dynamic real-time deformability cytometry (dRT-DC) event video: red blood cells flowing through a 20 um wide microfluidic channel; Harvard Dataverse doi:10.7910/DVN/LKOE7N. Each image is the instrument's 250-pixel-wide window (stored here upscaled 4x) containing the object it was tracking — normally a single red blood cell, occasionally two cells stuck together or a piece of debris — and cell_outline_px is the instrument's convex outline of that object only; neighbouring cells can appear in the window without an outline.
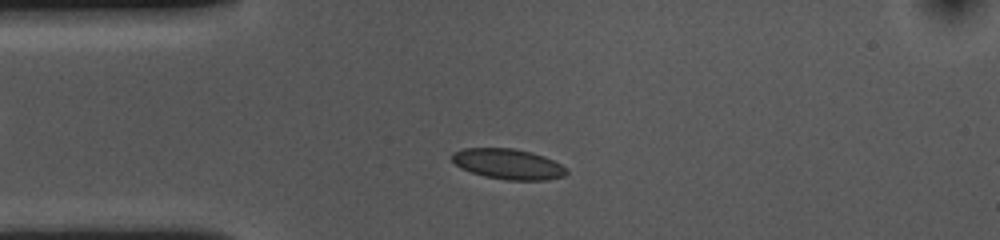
{"species": "common noctule bat (a hibernating species)", "species_latin": "Nyctalus noctula", "temperature_condition": "cold", "stored_images_in_passage": 45, "camera_frame_rate_fps": 3000, "um_per_image_px": 0.085, "animal": {"sex": "female", "body_mass_g": 10.0, "forearm_length_mm": 53.1}, "frame": {"image": 1, "passage_image": 8, "time_ms": 2.333, "image_size_px": [1000, 240], "cell_outline_px": [[568, 172], [564, 176], [548, 180], [504, 180], [484, 176], [460, 168], [452, 160], [452, 156], [456, 152], [464, 148], [516, 148], [532, 152], [544, 156], [568, 168]], "centroid_in_image_um": [43.23, 13.95], "position_along_channel_um": 41.8, "area_um2": 20.35}}
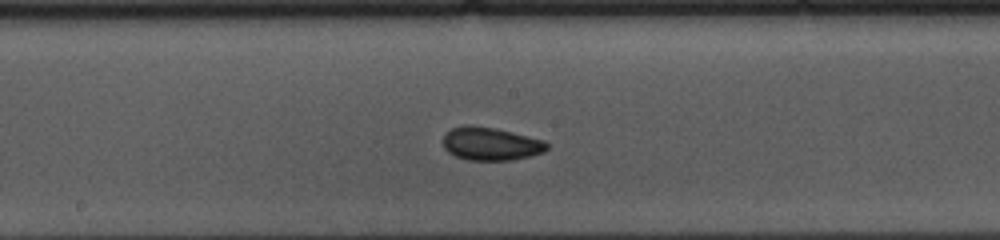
{"frame": {"image": 2, "passage_image": 23, "time_ms": 7.333, "image_size_px": [1000, 240], "cell_outline_px": [[548, 148], [544, 152], [512, 160], [468, 160], [456, 156], [448, 152], [444, 148], [444, 132], [452, 128], [464, 124], [468, 124], [496, 128], [544, 140], [548, 144]], "centroid_in_image_um": [41.69, 12.21], "position_along_channel_um": 206.5, "area_um2": 20.11}}
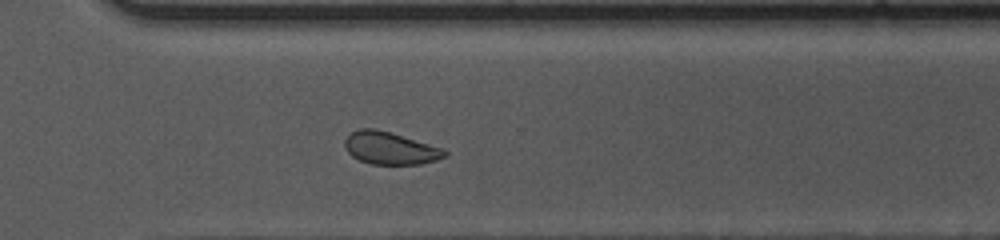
{"frame": {"image": 3, "passage_image": 34, "time_ms": 11.0, "image_size_px": [1000, 240], "cell_outline_px": [[448, 156], [436, 160], [420, 164], [372, 164], [360, 160], [352, 156], [344, 148], [344, 140], [352, 132], [360, 128], [376, 128], [444, 148], [448, 152]], "centroid_in_image_um": [33.18, 12.59], "position_along_channel_um": 337.4, "area_um2": 18.96}, "authors_computed_cell_mechanics": {"area_um2": 20.1144, "velocity_mm_per_s": 3.5765, "shape_relaxation_time_tau1_ms": 2.4324, "shape_relaxation_time_tau2_ms": 3.7457, "deformation_change_tau1": 0.0633, "deformation_change_tau2": 0.0604}}